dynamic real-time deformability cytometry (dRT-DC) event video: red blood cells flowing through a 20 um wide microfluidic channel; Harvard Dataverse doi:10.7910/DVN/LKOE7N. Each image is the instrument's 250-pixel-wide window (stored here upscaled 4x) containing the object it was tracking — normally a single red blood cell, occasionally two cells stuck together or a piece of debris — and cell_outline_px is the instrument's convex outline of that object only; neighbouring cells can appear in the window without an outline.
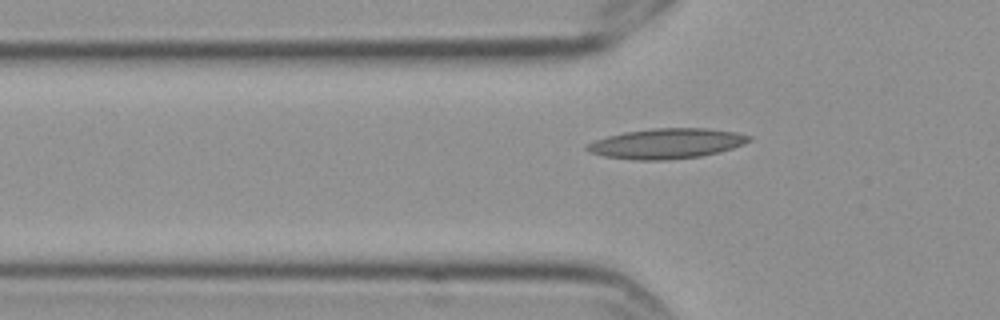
{"species": "Egyptian fruit bat (a non-hibernating species)", "species_latin": "Rousettus aegyptiacus", "temperature_condition": "cold", "stored_images_in_passage": 5, "segment_of_instrument_passage": [2, 2], "camera_frame_rate_fps": 3000, "um_per_image_px": 0.085, "frame": {"image": 1, "passage_image": 5, "time_ms": 1.333, "image_size_px": [1000, 320], "cell_outline_px": [[752, 140], [744, 144], [720, 152], [700, 156], [664, 160], [636, 160], [604, 156], [588, 152], [584, 148], [584, 144], [608, 136], [624, 132], [656, 128], [708, 128], [736, 132], [752, 136]], "centroid_in_image_um": [56.66, 12.2], "position_along_channel_um": 69.1, "area_um2": 28.55}}